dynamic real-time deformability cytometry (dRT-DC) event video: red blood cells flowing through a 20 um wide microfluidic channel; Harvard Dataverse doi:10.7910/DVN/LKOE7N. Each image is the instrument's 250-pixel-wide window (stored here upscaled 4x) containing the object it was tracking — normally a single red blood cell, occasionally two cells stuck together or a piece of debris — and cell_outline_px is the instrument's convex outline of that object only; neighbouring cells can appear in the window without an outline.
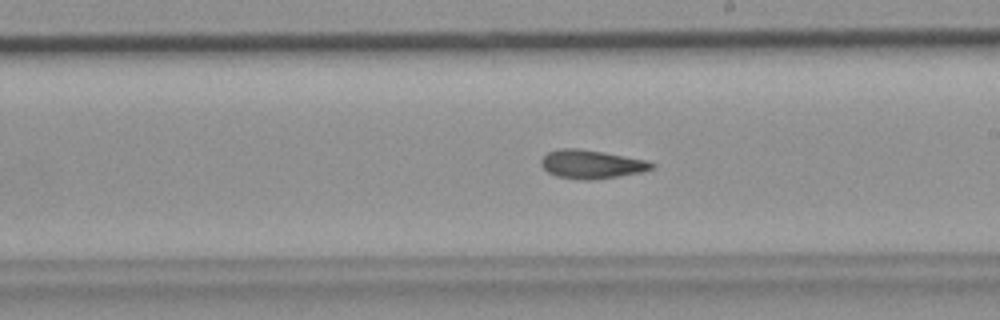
{"species": "common noctule bat (a hibernating species)", "species_latin": "Nyctalus noctula", "temperature_condition": "room temperature", "stored_images_in_passage": 37, "camera_frame_rate_fps": 3000, "um_per_image_px": 0.085, "animal": {"sex": "female", "body_mass_g": 19.9}, "frame": {"image": 1, "passage_image": 27, "time_ms": 8.667, "image_size_px": [1000, 320], "cell_outline_px": [[656, 168], [640, 172], [620, 176], [592, 180], [584, 180], [556, 176], [548, 172], [540, 164], [540, 160], [548, 152], [560, 148], [576, 148], [648, 160], [656, 164]], "centroid_in_image_um": [50.29, 13.97], "position_along_channel_um": 238.7, "area_um2": 18.38}}